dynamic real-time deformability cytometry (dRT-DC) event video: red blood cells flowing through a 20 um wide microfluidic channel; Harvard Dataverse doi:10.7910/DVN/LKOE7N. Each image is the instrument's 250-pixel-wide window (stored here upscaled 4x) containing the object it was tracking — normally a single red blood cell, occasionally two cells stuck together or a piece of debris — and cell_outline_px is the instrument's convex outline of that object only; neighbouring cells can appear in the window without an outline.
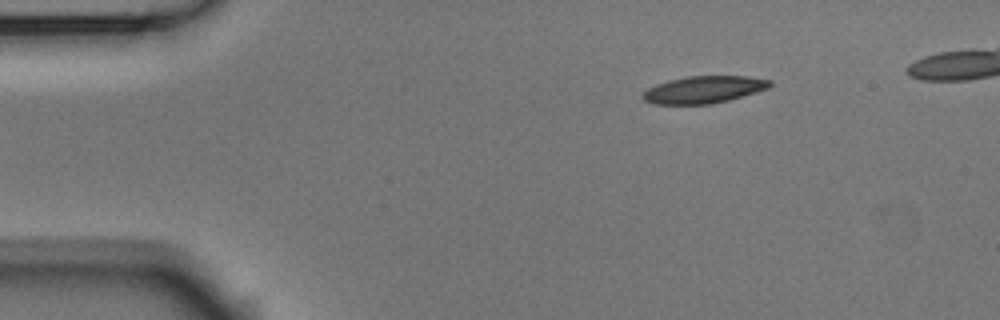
{"species": "Egyptian fruit bat (a non-hibernating species)", "species_latin": "Rousettus aegyptiacus", "temperature_condition": "room temperature", "stored_images_in_passage": 2, "camera_frame_rate_fps": 3000, "um_per_image_px": 0.085, "animal": {"sex": "male"}, "frame": {"image": 1, "passage_image": 2, "time_ms": 0.333, "image_size_px": [1000, 320], "cell_outline_px": [[772, 84], [768, 88], [728, 100], [712, 104], [652, 104], [644, 100], [640, 96], [648, 88], [656, 84], [668, 80], [688, 76], [748, 76], [772, 80]], "centroid_in_image_um": [59.79, 7.61], "position_along_channel_um": 25.2, "area_um2": 20.11}}